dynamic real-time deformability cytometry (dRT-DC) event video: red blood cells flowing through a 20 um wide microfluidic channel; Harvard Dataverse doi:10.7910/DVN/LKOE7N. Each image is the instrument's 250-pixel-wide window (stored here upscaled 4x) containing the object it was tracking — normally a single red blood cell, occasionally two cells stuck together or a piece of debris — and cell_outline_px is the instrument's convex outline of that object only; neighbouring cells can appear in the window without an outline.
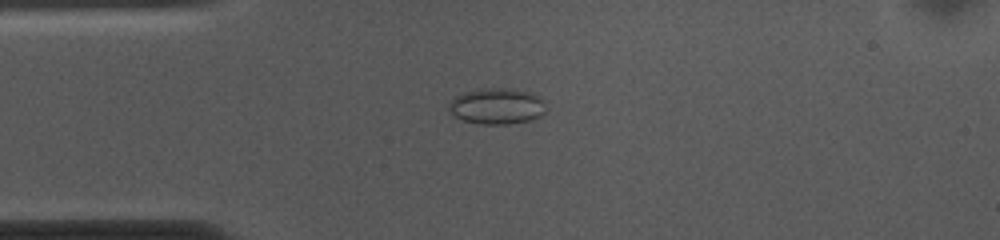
{"species": "common noctule bat (a hibernating species)", "species_latin": "Nyctalus noctula", "temperature_condition": "cold", "stored_images_in_passage": 53, "camera_frame_rate_fps": 3000, "um_per_image_px": 0.085, "animal": {"sex": "female", "body_mass_g": 10.0, "forearm_length_mm": 53.1}, "frame": {"image": 1, "passage_image": 12, "time_ms": 3.667, "image_size_px": [1000, 240], "cell_outline_px": [[544, 112], [540, 116], [528, 120], [508, 124], [480, 124], [464, 120], [456, 116], [448, 108], [448, 104], [456, 96], [464, 92], [484, 88], [504, 88], [532, 92], [544, 104]], "centroid_in_image_um": [42.21, 9.02], "position_along_channel_um": 42.8, "area_um2": 20.0}}
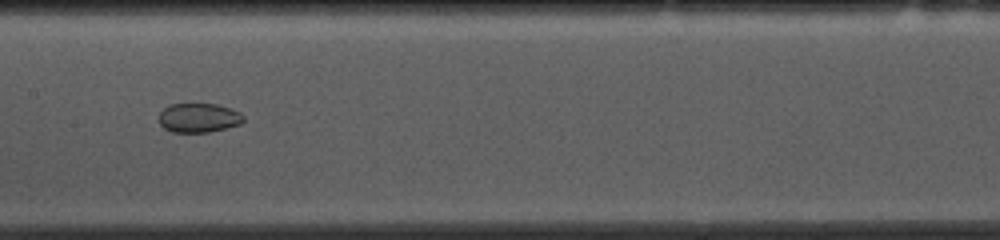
{"frame": {"image": 2, "passage_image": 25, "time_ms": 8.0, "image_size_px": [1000, 240], "cell_outline_px": [[244, 120], [240, 124], [208, 132], [172, 132], [164, 128], [160, 124], [160, 112], [168, 104], [216, 104], [232, 108], [240, 112], [244, 116]], "centroid_in_image_um": [16.9, 10.0], "position_along_channel_um": 190.5, "area_um2": 14.39}}
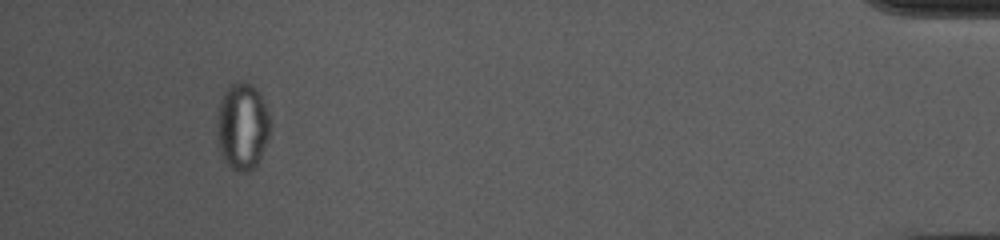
{"frame": {"image": 3, "passage_image": 49, "time_ms": 16.0, "image_size_px": [1000, 240], "cell_outline_px": [[272, 124], [260, 160], [248, 172], [236, 172], [224, 160], [220, 152], [216, 136], [216, 120], [220, 100], [228, 84], [236, 80], [248, 80], [260, 92], [264, 100]], "centroid_in_image_um": [20.59, 10.68], "position_along_channel_um": 414.6, "area_um2": 27.8}, "authors_computed_cell_mechanics": {"area_um2": 21.7328, "velocity_mm_per_s": 3.7073, "shape_relaxation_time_tau1_ms": null, "shape_relaxation_time_tau2_ms": 2.0104, "deformation_change_tau1": null, "deformation_change_tau2": 0.04}}